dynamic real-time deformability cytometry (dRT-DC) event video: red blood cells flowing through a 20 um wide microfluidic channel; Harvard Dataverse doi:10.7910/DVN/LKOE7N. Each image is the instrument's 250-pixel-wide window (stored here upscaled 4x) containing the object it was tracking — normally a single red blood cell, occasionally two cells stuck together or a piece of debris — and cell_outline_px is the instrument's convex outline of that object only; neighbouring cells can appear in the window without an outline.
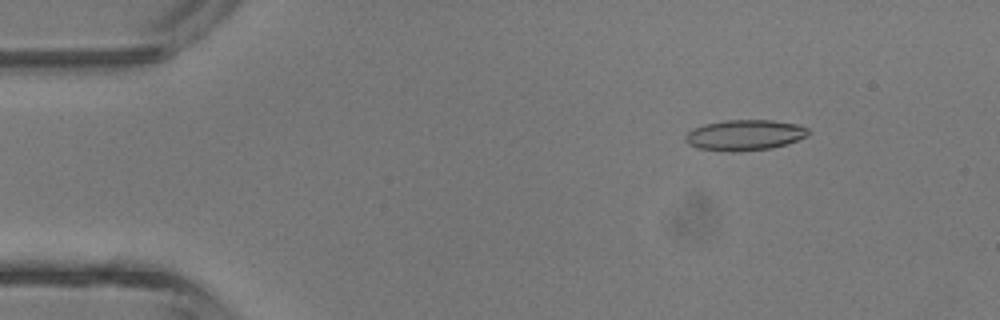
{"species": "common noctule bat (a hibernating species)", "species_latin": "Nyctalus noctula", "temperature_condition": "room temperature", "stored_images_in_passage": 4, "camera_frame_rate_fps": 3000, "um_per_image_px": 0.085, "animal": {"sex": "male", "body_mass_g": 13.3}, "frame": {"image": 1, "passage_image": 2, "time_ms": 1.333, "image_size_px": [1000, 320], "cell_outline_px": [[808, 136], [788, 144], [772, 148], [736, 152], [728, 152], [700, 148], [688, 144], [684, 140], [684, 136], [692, 128], [704, 124], [724, 120], [772, 120], [796, 124], [808, 128]], "centroid_in_image_um": [63.29, 11.48], "position_along_channel_um": 21.7, "area_um2": 22.14}}
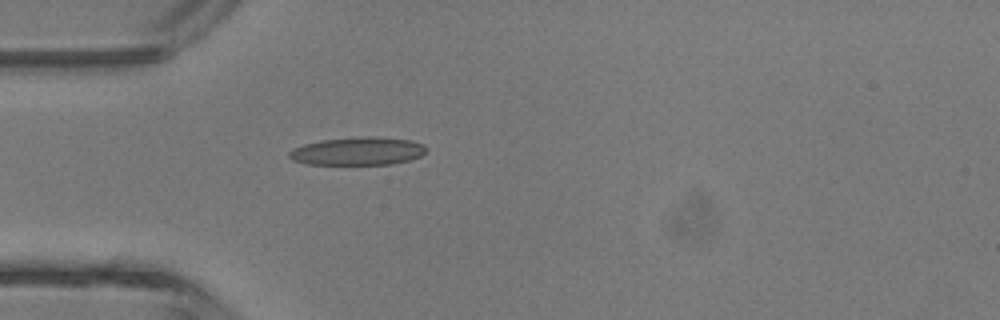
{"frame": {"image": 2, "passage_image": 4, "time_ms": 3.667, "image_size_px": [1000, 320], "cell_outline_px": [[428, 148], [420, 156], [408, 160], [392, 164], [308, 164], [292, 160], [288, 156], [288, 152], [292, 148], [304, 144], [320, 140], [360, 136], [376, 136], [412, 140], [424, 144]], "centroid_in_image_um": [30.41, 12.83], "position_along_channel_um": 54.6, "area_um2": 22.6}}